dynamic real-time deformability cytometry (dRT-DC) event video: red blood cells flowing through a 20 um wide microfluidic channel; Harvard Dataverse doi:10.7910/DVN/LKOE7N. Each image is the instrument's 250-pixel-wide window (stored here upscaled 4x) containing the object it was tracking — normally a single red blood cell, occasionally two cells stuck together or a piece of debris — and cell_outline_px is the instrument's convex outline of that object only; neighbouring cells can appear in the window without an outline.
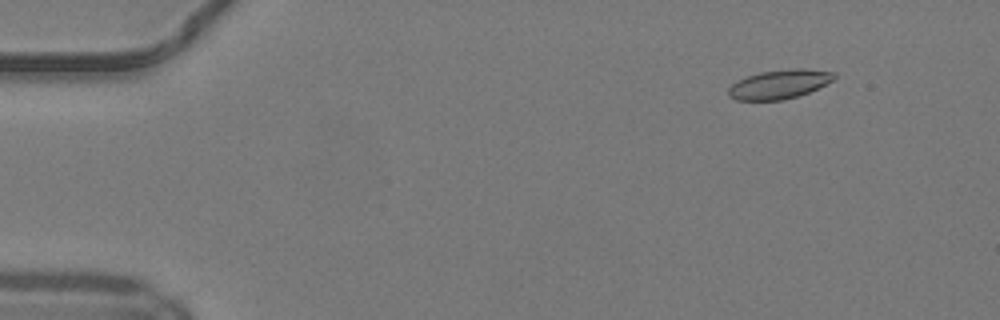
{"species": "common noctule bat (a hibernating species)", "species_latin": "Nyctalus noctula", "temperature_condition": "warm", "stored_images_in_passage": 50, "camera_frame_rate_fps": 3000, "um_per_image_px": 0.085, "animal": {"sex": "male", "body_mass_g": 19.2, "forearm_length_mm": 51.8}, "frame": {"image": 1, "passage_image": 5, "time_ms": 1.333, "image_size_px": [1000, 320], "cell_outline_px": [[836, 76], [832, 80], [808, 92], [784, 100], [736, 100], [728, 96], [728, 88], [736, 80], [760, 72], [792, 68], [804, 68], [836, 72]], "centroid_in_image_um": [66.21, 7.15], "position_along_channel_um": 18.8, "area_um2": 17.86}}
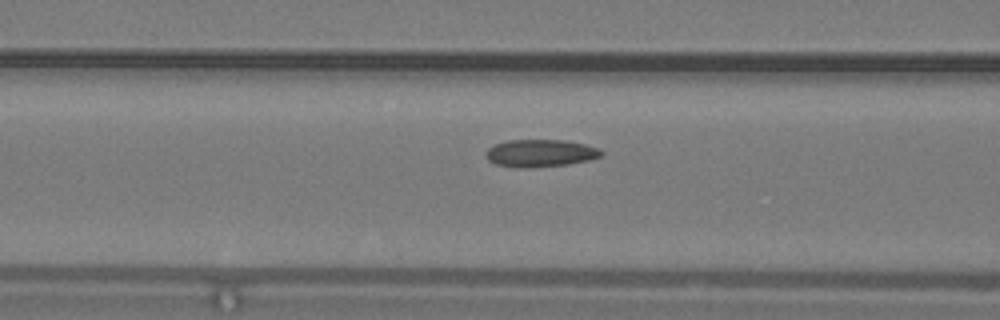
{"frame": {"image": 2, "passage_image": 20, "time_ms": 6.333, "image_size_px": [1000, 320], "cell_outline_px": [[604, 152], [600, 156], [588, 160], [568, 164], [524, 168], [496, 164], [488, 160], [484, 156], [484, 152], [488, 148], [496, 144], [508, 140], [564, 140], [584, 144], [600, 148]], "centroid_in_image_um": [45.91, 13.01], "position_along_channel_um": 120.7, "area_um2": 18.38}}
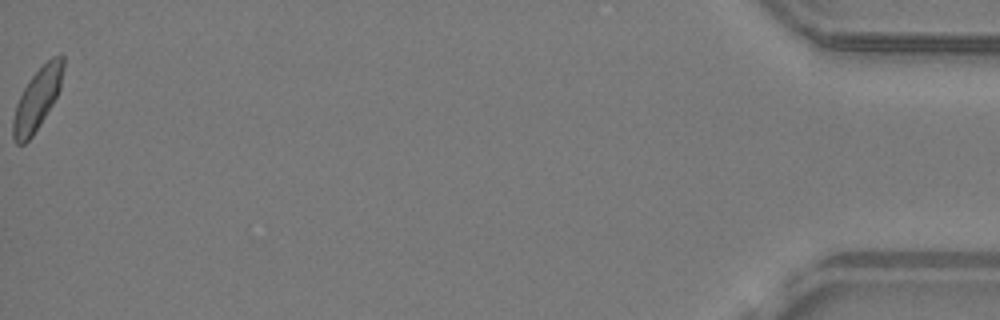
{"frame": {"image": 3, "passage_image": 50, "time_ms": 16.333, "image_size_px": [1000, 320], "cell_outline_px": [[64, 68], [60, 88], [52, 104], [40, 124], [32, 136], [24, 144], [16, 144], [12, 140], [12, 120], [16, 104], [24, 88], [32, 76], [52, 56], [60, 52], [64, 56]], "centroid_in_image_um": [3.16, 8.41], "position_along_channel_um": 432.0, "area_um2": 17.98}, "authors_computed_cell_mechanics": {"area_um2": 18.1203, "velocity_mm_per_s": 4.1372, "shape_relaxation_time_tau1_ms": 3.734, "shape_relaxation_time_tau2_ms": 1.6178, "deformation_change_tau1": 0.1115, "deformation_change_tau2": 0.079}}